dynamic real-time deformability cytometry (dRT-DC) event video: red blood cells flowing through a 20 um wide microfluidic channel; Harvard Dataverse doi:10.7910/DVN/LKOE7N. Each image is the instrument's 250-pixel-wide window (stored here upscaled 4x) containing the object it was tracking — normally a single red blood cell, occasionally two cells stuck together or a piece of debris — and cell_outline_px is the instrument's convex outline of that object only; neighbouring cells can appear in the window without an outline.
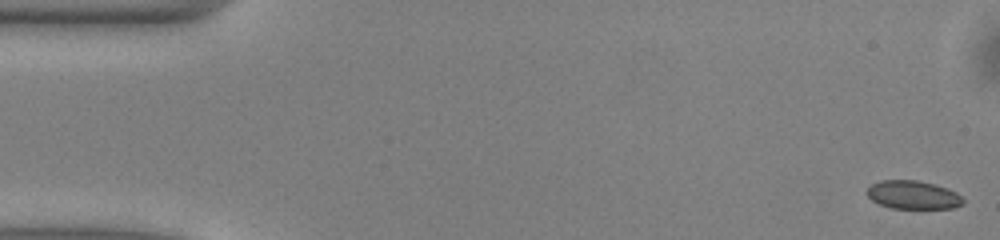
{"species": "common noctule bat (a hibernating species)", "species_latin": "Nyctalus noctula", "temperature_condition": "warm", "stored_images_in_passage": 51, "camera_frame_rate_fps": 3000, "um_per_image_px": 0.085, "animal": {"sex": "male", "body_mass_g": 13.0, "forearm_length_mm": 53.1}, "frame": {"image": 1, "passage_image": 1, "time_ms": 0.0, "image_size_px": [1000, 240], "cell_outline_px": [[964, 204], [952, 208], [892, 208], [880, 204], [872, 200], [864, 192], [872, 184], [880, 180], [916, 180], [936, 184], [948, 188], [956, 192], [964, 200]], "centroid_in_image_um": [77.61, 16.56], "position_along_channel_um": 7.4, "area_um2": 15.95}}
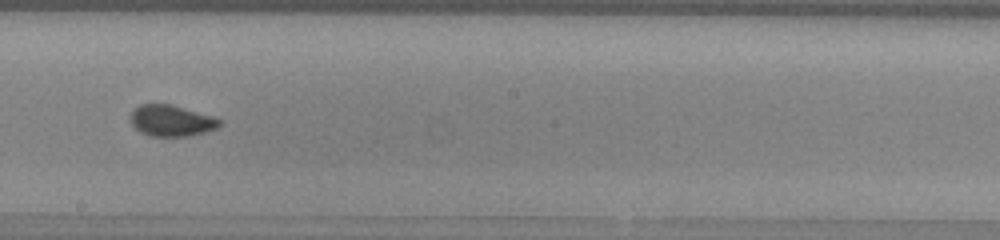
{"frame": {"image": 2, "passage_image": 28, "time_ms": 9.0, "image_size_px": [1000, 240], "cell_outline_px": [[224, 124], [216, 128], [204, 132], [188, 136], [148, 136], [140, 132], [132, 124], [132, 112], [140, 104], [172, 104], [212, 116], [224, 120]], "centroid_in_image_um": [14.62, 10.26], "position_along_channel_um": 233.6, "area_um2": 16.18}}
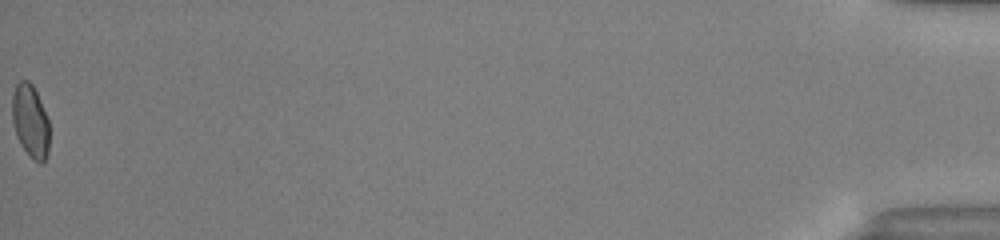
{"frame": {"image": 3, "passage_image": 51, "time_ms": 16.667, "image_size_px": [1000, 240], "cell_outline_px": [[48, 152], [44, 160], [40, 164], [32, 160], [28, 156], [20, 144], [16, 136], [12, 120], [12, 96], [16, 84], [20, 80], [28, 80], [32, 84], [40, 100], [48, 120]], "centroid_in_image_um": [2.56, 10.31], "position_along_channel_um": 432.6, "area_um2": 15.9}, "authors_computed_cell_mechanics": {"area_um2": 16.2996, "velocity_mm_per_s": 4.0339, "shape_relaxation_time_tau1_ms": 5.1491, "shape_relaxation_time_tau2_ms": 0.6809, "deformation_change_tau1": 0.1126, "deformation_change_tau2": 0.056}}